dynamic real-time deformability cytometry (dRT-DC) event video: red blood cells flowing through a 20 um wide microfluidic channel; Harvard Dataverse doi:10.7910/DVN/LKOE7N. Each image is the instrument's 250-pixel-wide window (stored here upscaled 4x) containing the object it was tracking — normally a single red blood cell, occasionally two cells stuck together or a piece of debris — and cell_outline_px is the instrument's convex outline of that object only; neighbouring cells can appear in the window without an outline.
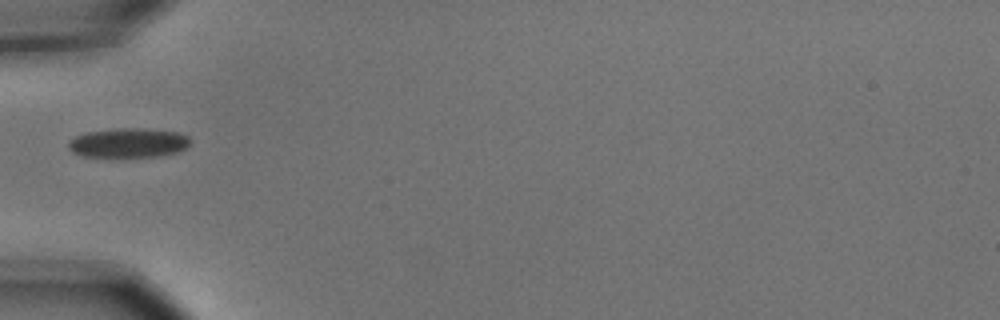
{"species": "common noctule bat (a hibernating species)", "species_latin": "Nyctalus noctula", "temperature_condition": "cold", "stored_images_in_passage": 1, "camera_frame_rate_fps": 3000, "um_per_image_px": 0.085, "animal": {"sex": "male", "body_mass_g": 15.6}, "frame": {"image": 1, "passage_image": 1, "time_ms": 0.0, "image_size_px": [1000, 320], "cell_outline_px": [[192, 140], [188, 148], [164, 156], [120, 160], [112, 160], [84, 156], [72, 152], [68, 148], [68, 144], [76, 136], [88, 132], [116, 128], [144, 128], [176, 132], [188, 136]], "centroid_in_image_um": [10.94, 12.21], "position_along_channel_um": 74.1, "area_um2": 22.08}}